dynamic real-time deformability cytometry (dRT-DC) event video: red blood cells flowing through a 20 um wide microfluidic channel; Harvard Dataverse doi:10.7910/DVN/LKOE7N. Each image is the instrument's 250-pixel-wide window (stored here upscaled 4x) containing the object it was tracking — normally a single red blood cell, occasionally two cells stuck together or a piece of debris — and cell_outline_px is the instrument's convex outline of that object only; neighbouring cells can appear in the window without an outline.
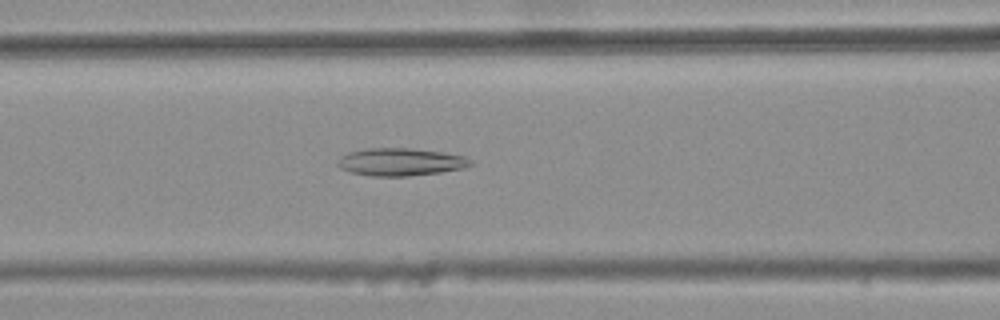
{"species": "common noctule bat (a hibernating species)", "species_latin": "Nyctalus noctula", "temperature_condition": "warm", "stored_images_in_passage": 47, "camera_frame_rate_fps": 3000, "um_per_image_px": 0.085, "animal": {"sex": "female", "body_mass_g": 25.1}, "frame": {"image": 1, "passage_image": 22, "time_ms": 7.0, "image_size_px": [1000, 320], "cell_outline_px": [[476, 164], [464, 168], [440, 172], [408, 176], [368, 176], [348, 172], [340, 168], [336, 164], [340, 156], [348, 152], [364, 148], [408, 148], [440, 152], [464, 156], [472, 160]], "centroid_in_image_um": [34.02, 13.77], "position_along_channel_um": 132.6, "area_um2": 21.62}}
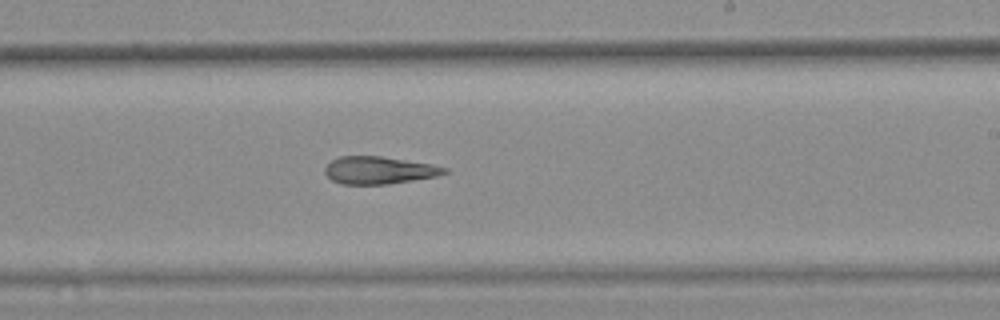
{"frame": {"image": 2, "passage_image": 32, "time_ms": 10.333, "image_size_px": [1000, 320], "cell_outline_px": [[452, 172], [436, 176], [388, 184], [344, 184], [332, 180], [324, 172], [324, 168], [332, 160], [340, 156], [380, 156], [432, 164], [448, 168]], "centroid_in_image_um": [32.25, 14.47], "position_along_channel_um": 256.8, "area_um2": 19.07}}
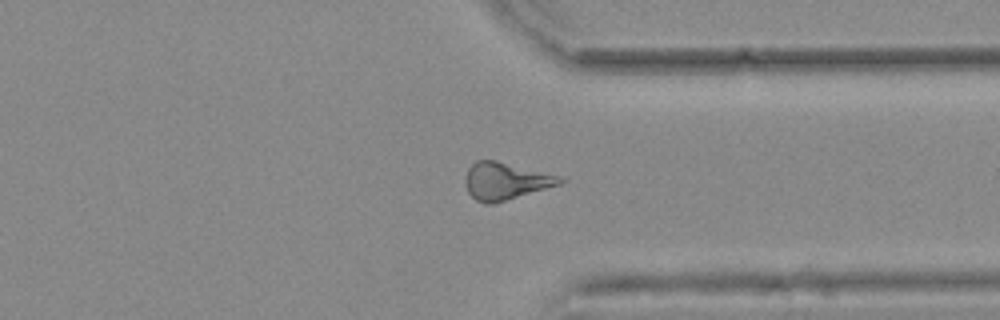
{"frame": {"image": 3, "passage_image": 41, "time_ms": 13.333, "image_size_px": [1000, 320], "cell_outline_px": [[568, 180], [560, 184], [492, 204], [488, 204], [476, 200], [468, 192], [464, 184], [464, 180], [468, 168], [476, 160], [496, 160], [556, 176]], "centroid_in_image_um": [42.9, 15.39], "position_along_channel_um": 368.5, "area_um2": 20.11}, "authors_computed_cell_mechanics": {"area_um2": 21.0392, "velocity_mm_per_s": 3.7365, "shape_relaxation_time_tau1_ms": null, "shape_relaxation_time_tau2_ms": 5.4283, "deformation_change_tau1": null, "deformation_change_tau2": 0.1795}}